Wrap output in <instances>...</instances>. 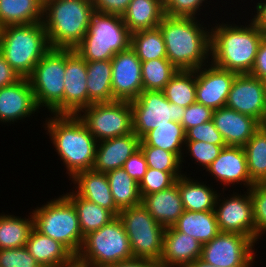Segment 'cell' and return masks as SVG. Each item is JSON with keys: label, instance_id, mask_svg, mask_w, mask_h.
I'll return each mask as SVG.
<instances>
[{"label": "cell", "instance_id": "obj_1", "mask_svg": "<svg viewBox=\"0 0 266 267\" xmlns=\"http://www.w3.org/2000/svg\"><path fill=\"white\" fill-rule=\"evenodd\" d=\"M195 19L165 15L158 26L164 38L167 59L178 70L201 68L211 54V31H206Z\"/></svg>", "mask_w": 266, "mask_h": 267}, {"label": "cell", "instance_id": "obj_2", "mask_svg": "<svg viewBox=\"0 0 266 267\" xmlns=\"http://www.w3.org/2000/svg\"><path fill=\"white\" fill-rule=\"evenodd\" d=\"M211 29V63L237 74L250 73L265 35L251 20L242 27L222 24Z\"/></svg>", "mask_w": 266, "mask_h": 267}, {"label": "cell", "instance_id": "obj_3", "mask_svg": "<svg viewBox=\"0 0 266 267\" xmlns=\"http://www.w3.org/2000/svg\"><path fill=\"white\" fill-rule=\"evenodd\" d=\"M48 119V133L58 155L73 178L77 173L92 170L97 140L78 115H55Z\"/></svg>", "mask_w": 266, "mask_h": 267}, {"label": "cell", "instance_id": "obj_4", "mask_svg": "<svg viewBox=\"0 0 266 267\" xmlns=\"http://www.w3.org/2000/svg\"><path fill=\"white\" fill-rule=\"evenodd\" d=\"M94 13L89 0H44L43 24L53 49H75L83 40Z\"/></svg>", "mask_w": 266, "mask_h": 267}, {"label": "cell", "instance_id": "obj_5", "mask_svg": "<svg viewBox=\"0 0 266 267\" xmlns=\"http://www.w3.org/2000/svg\"><path fill=\"white\" fill-rule=\"evenodd\" d=\"M51 49L43 22L0 28V53L21 78Z\"/></svg>", "mask_w": 266, "mask_h": 267}, {"label": "cell", "instance_id": "obj_6", "mask_svg": "<svg viewBox=\"0 0 266 267\" xmlns=\"http://www.w3.org/2000/svg\"><path fill=\"white\" fill-rule=\"evenodd\" d=\"M131 33L122 16L94 11L82 42L75 48L85 61L111 60L130 47Z\"/></svg>", "mask_w": 266, "mask_h": 267}, {"label": "cell", "instance_id": "obj_7", "mask_svg": "<svg viewBox=\"0 0 266 267\" xmlns=\"http://www.w3.org/2000/svg\"><path fill=\"white\" fill-rule=\"evenodd\" d=\"M32 215L37 231L63 244L75 257L78 255L84 236L77 211L65 195L35 208Z\"/></svg>", "mask_w": 266, "mask_h": 267}, {"label": "cell", "instance_id": "obj_8", "mask_svg": "<svg viewBox=\"0 0 266 267\" xmlns=\"http://www.w3.org/2000/svg\"><path fill=\"white\" fill-rule=\"evenodd\" d=\"M76 257L93 267H105L133 259L129 238L121 220L115 217L100 229L85 235Z\"/></svg>", "mask_w": 266, "mask_h": 267}, {"label": "cell", "instance_id": "obj_9", "mask_svg": "<svg viewBox=\"0 0 266 267\" xmlns=\"http://www.w3.org/2000/svg\"><path fill=\"white\" fill-rule=\"evenodd\" d=\"M64 75L65 49L51 48L28 77L38 108L45 106L53 115H63Z\"/></svg>", "mask_w": 266, "mask_h": 267}, {"label": "cell", "instance_id": "obj_10", "mask_svg": "<svg viewBox=\"0 0 266 267\" xmlns=\"http://www.w3.org/2000/svg\"><path fill=\"white\" fill-rule=\"evenodd\" d=\"M118 218L128 235L133 257L159 262L166 228L142 204L120 210Z\"/></svg>", "mask_w": 266, "mask_h": 267}, {"label": "cell", "instance_id": "obj_11", "mask_svg": "<svg viewBox=\"0 0 266 267\" xmlns=\"http://www.w3.org/2000/svg\"><path fill=\"white\" fill-rule=\"evenodd\" d=\"M81 112L83 115L78 117L97 142L133 132L132 107L128 101L93 103Z\"/></svg>", "mask_w": 266, "mask_h": 267}, {"label": "cell", "instance_id": "obj_12", "mask_svg": "<svg viewBox=\"0 0 266 267\" xmlns=\"http://www.w3.org/2000/svg\"><path fill=\"white\" fill-rule=\"evenodd\" d=\"M130 103L133 132L140 139L152 129L170 124V121L181 124L185 114V108L170 103L163 91H142Z\"/></svg>", "mask_w": 266, "mask_h": 267}, {"label": "cell", "instance_id": "obj_13", "mask_svg": "<svg viewBox=\"0 0 266 267\" xmlns=\"http://www.w3.org/2000/svg\"><path fill=\"white\" fill-rule=\"evenodd\" d=\"M255 240L234 232H220L202 245L201 259L217 267H251Z\"/></svg>", "mask_w": 266, "mask_h": 267}, {"label": "cell", "instance_id": "obj_14", "mask_svg": "<svg viewBox=\"0 0 266 267\" xmlns=\"http://www.w3.org/2000/svg\"><path fill=\"white\" fill-rule=\"evenodd\" d=\"M225 107L256 119L266 125V95L264 83L249 74H237Z\"/></svg>", "mask_w": 266, "mask_h": 267}, {"label": "cell", "instance_id": "obj_15", "mask_svg": "<svg viewBox=\"0 0 266 267\" xmlns=\"http://www.w3.org/2000/svg\"><path fill=\"white\" fill-rule=\"evenodd\" d=\"M112 62V94L114 100H135L143 91L141 75L142 62L135 51L128 49L116 53Z\"/></svg>", "mask_w": 266, "mask_h": 267}, {"label": "cell", "instance_id": "obj_16", "mask_svg": "<svg viewBox=\"0 0 266 267\" xmlns=\"http://www.w3.org/2000/svg\"><path fill=\"white\" fill-rule=\"evenodd\" d=\"M63 115H78L88 106L87 61L75 49H65Z\"/></svg>", "mask_w": 266, "mask_h": 267}, {"label": "cell", "instance_id": "obj_17", "mask_svg": "<svg viewBox=\"0 0 266 267\" xmlns=\"http://www.w3.org/2000/svg\"><path fill=\"white\" fill-rule=\"evenodd\" d=\"M247 195H234L228 197L218 205L221 199L217 196L215 203V214L220 232H234L248 236L255 240V224L253 219V202L250 196V190L247 189ZM218 205V208H217Z\"/></svg>", "mask_w": 266, "mask_h": 267}, {"label": "cell", "instance_id": "obj_18", "mask_svg": "<svg viewBox=\"0 0 266 267\" xmlns=\"http://www.w3.org/2000/svg\"><path fill=\"white\" fill-rule=\"evenodd\" d=\"M210 65L196 69V102L216 110L225 107L237 73Z\"/></svg>", "mask_w": 266, "mask_h": 267}, {"label": "cell", "instance_id": "obj_19", "mask_svg": "<svg viewBox=\"0 0 266 267\" xmlns=\"http://www.w3.org/2000/svg\"><path fill=\"white\" fill-rule=\"evenodd\" d=\"M38 108L28 78L0 88V121L14 122L31 116Z\"/></svg>", "mask_w": 266, "mask_h": 267}, {"label": "cell", "instance_id": "obj_20", "mask_svg": "<svg viewBox=\"0 0 266 267\" xmlns=\"http://www.w3.org/2000/svg\"><path fill=\"white\" fill-rule=\"evenodd\" d=\"M226 146H244L262 126L251 116L227 107L214 110L212 118Z\"/></svg>", "mask_w": 266, "mask_h": 267}, {"label": "cell", "instance_id": "obj_21", "mask_svg": "<svg viewBox=\"0 0 266 267\" xmlns=\"http://www.w3.org/2000/svg\"><path fill=\"white\" fill-rule=\"evenodd\" d=\"M202 243L194 237L167 227L163 236V250L159 263L162 267H188L201 258Z\"/></svg>", "mask_w": 266, "mask_h": 267}, {"label": "cell", "instance_id": "obj_22", "mask_svg": "<svg viewBox=\"0 0 266 267\" xmlns=\"http://www.w3.org/2000/svg\"><path fill=\"white\" fill-rule=\"evenodd\" d=\"M206 171H209L215 179L225 185L243 182L250 189L255 183L251 180L246 161V155L242 146L223 147L219 156L212 162Z\"/></svg>", "mask_w": 266, "mask_h": 267}, {"label": "cell", "instance_id": "obj_23", "mask_svg": "<svg viewBox=\"0 0 266 267\" xmlns=\"http://www.w3.org/2000/svg\"><path fill=\"white\" fill-rule=\"evenodd\" d=\"M140 142L134 132L97 142L93 170L107 173L123 167L125 161L140 148Z\"/></svg>", "mask_w": 266, "mask_h": 267}, {"label": "cell", "instance_id": "obj_24", "mask_svg": "<svg viewBox=\"0 0 266 267\" xmlns=\"http://www.w3.org/2000/svg\"><path fill=\"white\" fill-rule=\"evenodd\" d=\"M141 204L159 224L165 228L172 226L184 211L178 178L170 188L142 196Z\"/></svg>", "mask_w": 266, "mask_h": 267}, {"label": "cell", "instance_id": "obj_25", "mask_svg": "<svg viewBox=\"0 0 266 267\" xmlns=\"http://www.w3.org/2000/svg\"><path fill=\"white\" fill-rule=\"evenodd\" d=\"M73 180L78 185L75 192L79 196L110 210L118 217L120 210L115 205L106 173L93 169L81 171L72 178Z\"/></svg>", "mask_w": 266, "mask_h": 267}, {"label": "cell", "instance_id": "obj_26", "mask_svg": "<svg viewBox=\"0 0 266 267\" xmlns=\"http://www.w3.org/2000/svg\"><path fill=\"white\" fill-rule=\"evenodd\" d=\"M25 247L41 267H61L75 257L63 244L35 228L31 230Z\"/></svg>", "mask_w": 266, "mask_h": 267}, {"label": "cell", "instance_id": "obj_27", "mask_svg": "<svg viewBox=\"0 0 266 267\" xmlns=\"http://www.w3.org/2000/svg\"><path fill=\"white\" fill-rule=\"evenodd\" d=\"M164 16L161 0H131L122 19L129 32L133 33L158 27Z\"/></svg>", "mask_w": 266, "mask_h": 267}, {"label": "cell", "instance_id": "obj_28", "mask_svg": "<svg viewBox=\"0 0 266 267\" xmlns=\"http://www.w3.org/2000/svg\"><path fill=\"white\" fill-rule=\"evenodd\" d=\"M172 227L204 244L220 233L215 210L194 212L184 210Z\"/></svg>", "mask_w": 266, "mask_h": 267}, {"label": "cell", "instance_id": "obj_29", "mask_svg": "<svg viewBox=\"0 0 266 267\" xmlns=\"http://www.w3.org/2000/svg\"><path fill=\"white\" fill-rule=\"evenodd\" d=\"M44 0H0V28L43 21Z\"/></svg>", "mask_w": 266, "mask_h": 267}, {"label": "cell", "instance_id": "obj_30", "mask_svg": "<svg viewBox=\"0 0 266 267\" xmlns=\"http://www.w3.org/2000/svg\"><path fill=\"white\" fill-rule=\"evenodd\" d=\"M111 60L87 61L88 106L115 101L112 94Z\"/></svg>", "mask_w": 266, "mask_h": 267}, {"label": "cell", "instance_id": "obj_31", "mask_svg": "<svg viewBox=\"0 0 266 267\" xmlns=\"http://www.w3.org/2000/svg\"><path fill=\"white\" fill-rule=\"evenodd\" d=\"M178 190L184 210L194 212L215 210L218 195L206 184L194 182L183 174L178 177Z\"/></svg>", "mask_w": 266, "mask_h": 267}, {"label": "cell", "instance_id": "obj_32", "mask_svg": "<svg viewBox=\"0 0 266 267\" xmlns=\"http://www.w3.org/2000/svg\"><path fill=\"white\" fill-rule=\"evenodd\" d=\"M65 196L73 203L77 211L83 236L100 229L116 217L110 210L82 198L75 192L67 193Z\"/></svg>", "mask_w": 266, "mask_h": 267}, {"label": "cell", "instance_id": "obj_33", "mask_svg": "<svg viewBox=\"0 0 266 267\" xmlns=\"http://www.w3.org/2000/svg\"><path fill=\"white\" fill-rule=\"evenodd\" d=\"M186 141V132L180 123L170 121L152 129L141 138L140 146H153L176 154L181 160L182 145Z\"/></svg>", "mask_w": 266, "mask_h": 267}, {"label": "cell", "instance_id": "obj_34", "mask_svg": "<svg viewBox=\"0 0 266 267\" xmlns=\"http://www.w3.org/2000/svg\"><path fill=\"white\" fill-rule=\"evenodd\" d=\"M110 190L119 210L141 204L139 184L121 167L106 173Z\"/></svg>", "mask_w": 266, "mask_h": 267}, {"label": "cell", "instance_id": "obj_35", "mask_svg": "<svg viewBox=\"0 0 266 267\" xmlns=\"http://www.w3.org/2000/svg\"><path fill=\"white\" fill-rule=\"evenodd\" d=\"M166 99L181 107L196 102V70H178L162 90Z\"/></svg>", "mask_w": 266, "mask_h": 267}, {"label": "cell", "instance_id": "obj_36", "mask_svg": "<svg viewBox=\"0 0 266 267\" xmlns=\"http://www.w3.org/2000/svg\"><path fill=\"white\" fill-rule=\"evenodd\" d=\"M250 178L266 182V125H262L243 146Z\"/></svg>", "mask_w": 266, "mask_h": 267}, {"label": "cell", "instance_id": "obj_37", "mask_svg": "<svg viewBox=\"0 0 266 267\" xmlns=\"http://www.w3.org/2000/svg\"><path fill=\"white\" fill-rule=\"evenodd\" d=\"M130 47L141 62L167 58L164 38L159 27L131 33Z\"/></svg>", "mask_w": 266, "mask_h": 267}, {"label": "cell", "instance_id": "obj_38", "mask_svg": "<svg viewBox=\"0 0 266 267\" xmlns=\"http://www.w3.org/2000/svg\"><path fill=\"white\" fill-rule=\"evenodd\" d=\"M21 219L12 215H0V249L24 247L34 228L33 215Z\"/></svg>", "mask_w": 266, "mask_h": 267}, {"label": "cell", "instance_id": "obj_39", "mask_svg": "<svg viewBox=\"0 0 266 267\" xmlns=\"http://www.w3.org/2000/svg\"><path fill=\"white\" fill-rule=\"evenodd\" d=\"M177 71L178 69L167 58L142 62L143 91H162Z\"/></svg>", "mask_w": 266, "mask_h": 267}, {"label": "cell", "instance_id": "obj_40", "mask_svg": "<svg viewBox=\"0 0 266 267\" xmlns=\"http://www.w3.org/2000/svg\"><path fill=\"white\" fill-rule=\"evenodd\" d=\"M179 172H164L148 168L139 184L140 195L145 196L162 190H166L175 184L176 179L181 177Z\"/></svg>", "mask_w": 266, "mask_h": 267}, {"label": "cell", "instance_id": "obj_41", "mask_svg": "<svg viewBox=\"0 0 266 267\" xmlns=\"http://www.w3.org/2000/svg\"><path fill=\"white\" fill-rule=\"evenodd\" d=\"M146 158L148 168L164 172H181L180 164L183 162L176 154L153 146H140Z\"/></svg>", "mask_w": 266, "mask_h": 267}, {"label": "cell", "instance_id": "obj_42", "mask_svg": "<svg viewBox=\"0 0 266 267\" xmlns=\"http://www.w3.org/2000/svg\"><path fill=\"white\" fill-rule=\"evenodd\" d=\"M253 202L255 241L266 231V182L255 183L250 189Z\"/></svg>", "mask_w": 266, "mask_h": 267}, {"label": "cell", "instance_id": "obj_43", "mask_svg": "<svg viewBox=\"0 0 266 267\" xmlns=\"http://www.w3.org/2000/svg\"><path fill=\"white\" fill-rule=\"evenodd\" d=\"M0 267H41L27 248L0 249Z\"/></svg>", "mask_w": 266, "mask_h": 267}, {"label": "cell", "instance_id": "obj_44", "mask_svg": "<svg viewBox=\"0 0 266 267\" xmlns=\"http://www.w3.org/2000/svg\"><path fill=\"white\" fill-rule=\"evenodd\" d=\"M185 145L196 162L206 169L219 156L223 147H226V145L209 144L202 141H185Z\"/></svg>", "mask_w": 266, "mask_h": 267}, {"label": "cell", "instance_id": "obj_45", "mask_svg": "<svg viewBox=\"0 0 266 267\" xmlns=\"http://www.w3.org/2000/svg\"><path fill=\"white\" fill-rule=\"evenodd\" d=\"M186 141H202L209 144L226 145L213 120L188 129L186 131Z\"/></svg>", "mask_w": 266, "mask_h": 267}, {"label": "cell", "instance_id": "obj_46", "mask_svg": "<svg viewBox=\"0 0 266 267\" xmlns=\"http://www.w3.org/2000/svg\"><path fill=\"white\" fill-rule=\"evenodd\" d=\"M205 0H166L164 13L170 17L196 18L197 10Z\"/></svg>", "mask_w": 266, "mask_h": 267}, {"label": "cell", "instance_id": "obj_47", "mask_svg": "<svg viewBox=\"0 0 266 267\" xmlns=\"http://www.w3.org/2000/svg\"><path fill=\"white\" fill-rule=\"evenodd\" d=\"M214 110L210 107L204 106L201 103L195 102L185 108L181 125L185 132L195 126L208 122L213 118Z\"/></svg>", "mask_w": 266, "mask_h": 267}, {"label": "cell", "instance_id": "obj_48", "mask_svg": "<svg viewBox=\"0 0 266 267\" xmlns=\"http://www.w3.org/2000/svg\"><path fill=\"white\" fill-rule=\"evenodd\" d=\"M127 174L136 182H140L145 175L148 165L141 148L135 151L123 164L122 167Z\"/></svg>", "mask_w": 266, "mask_h": 267}, {"label": "cell", "instance_id": "obj_49", "mask_svg": "<svg viewBox=\"0 0 266 267\" xmlns=\"http://www.w3.org/2000/svg\"><path fill=\"white\" fill-rule=\"evenodd\" d=\"M131 0H93L94 11L122 16Z\"/></svg>", "mask_w": 266, "mask_h": 267}, {"label": "cell", "instance_id": "obj_50", "mask_svg": "<svg viewBox=\"0 0 266 267\" xmlns=\"http://www.w3.org/2000/svg\"><path fill=\"white\" fill-rule=\"evenodd\" d=\"M249 74L262 81L266 79V36L259 45L253 68Z\"/></svg>", "mask_w": 266, "mask_h": 267}, {"label": "cell", "instance_id": "obj_51", "mask_svg": "<svg viewBox=\"0 0 266 267\" xmlns=\"http://www.w3.org/2000/svg\"><path fill=\"white\" fill-rule=\"evenodd\" d=\"M20 79L21 77L0 53V88L12 85Z\"/></svg>", "mask_w": 266, "mask_h": 267}, {"label": "cell", "instance_id": "obj_52", "mask_svg": "<svg viewBox=\"0 0 266 267\" xmlns=\"http://www.w3.org/2000/svg\"><path fill=\"white\" fill-rule=\"evenodd\" d=\"M105 267H162L159 262L146 259H131L128 261L118 262Z\"/></svg>", "mask_w": 266, "mask_h": 267}, {"label": "cell", "instance_id": "obj_53", "mask_svg": "<svg viewBox=\"0 0 266 267\" xmlns=\"http://www.w3.org/2000/svg\"><path fill=\"white\" fill-rule=\"evenodd\" d=\"M257 14L254 15V18L251 20L257 25V27L263 32L266 36V3H257L256 6Z\"/></svg>", "mask_w": 266, "mask_h": 267}, {"label": "cell", "instance_id": "obj_54", "mask_svg": "<svg viewBox=\"0 0 266 267\" xmlns=\"http://www.w3.org/2000/svg\"><path fill=\"white\" fill-rule=\"evenodd\" d=\"M61 267H93V266L79 260L77 257H74L69 263L62 265Z\"/></svg>", "mask_w": 266, "mask_h": 267}, {"label": "cell", "instance_id": "obj_55", "mask_svg": "<svg viewBox=\"0 0 266 267\" xmlns=\"http://www.w3.org/2000/svg\"><path fill=\"white\" fill-rule=\"evenodd\" d=\"M188 267H217L205 262L203 259L198 258L193 261Z\"/></svg>", "mask_w": 266, "mask_h": 267}, {"label": "cell", "instance_id": "obj_56", "mask_svg": "<svg viewBox=\"0 0 266 267\" xmlns=\"http://www.w3.org/2000/svg\"><path fill=\"white\" fill-rule=\"evenodd\" d=\"M264 88H265V95H266V79L263 80Z\"/></svg>", "mask_w": 266, "mask_h": 267}]
</instances>
